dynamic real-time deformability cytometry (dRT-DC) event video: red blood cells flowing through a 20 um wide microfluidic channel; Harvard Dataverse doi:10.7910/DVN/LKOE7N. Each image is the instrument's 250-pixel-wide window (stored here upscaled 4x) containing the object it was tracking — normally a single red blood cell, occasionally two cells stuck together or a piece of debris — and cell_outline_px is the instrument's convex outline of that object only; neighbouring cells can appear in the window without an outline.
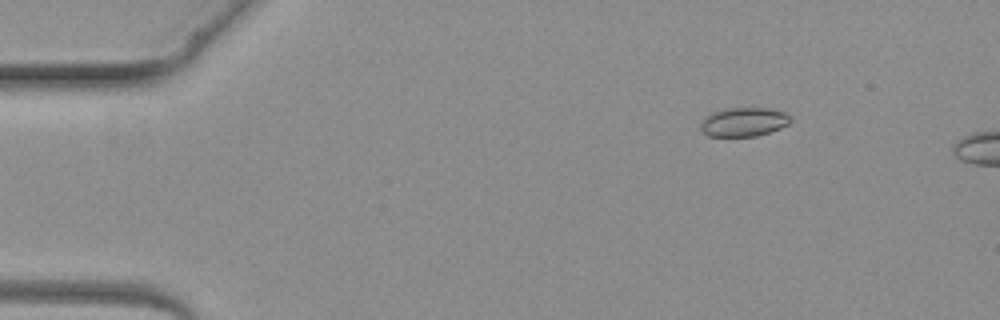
{"species": "common noctule bat (a hibernating species)", "species_latin": "Nyctalus noctula", "temperature_condition": "warm", "stored_images_in_passage": 4, "camera_frame_rate_fps": 3000, "um_per_image_px": 0.085, "animal": {"sex": "female", "body_mass_g": 19.3, "forearm_length_mm": 54.1}, "frame": {"image": 1, "passage_image": 2, "time_ms": 1.0, "image_size_px": [1000, 320], "cell_outline_px": [[792, 120], [788, 124], [780, 128], [756, 136], [708, 136], [700, 128], [700, 124], [704, 116], [712, 112], [724, 108], [768, 108], [784, 112]], "centroid_in_image_um": [63.18, 10.36], "position_along_channel_um": 21.8, "area_um2": 15.14}}